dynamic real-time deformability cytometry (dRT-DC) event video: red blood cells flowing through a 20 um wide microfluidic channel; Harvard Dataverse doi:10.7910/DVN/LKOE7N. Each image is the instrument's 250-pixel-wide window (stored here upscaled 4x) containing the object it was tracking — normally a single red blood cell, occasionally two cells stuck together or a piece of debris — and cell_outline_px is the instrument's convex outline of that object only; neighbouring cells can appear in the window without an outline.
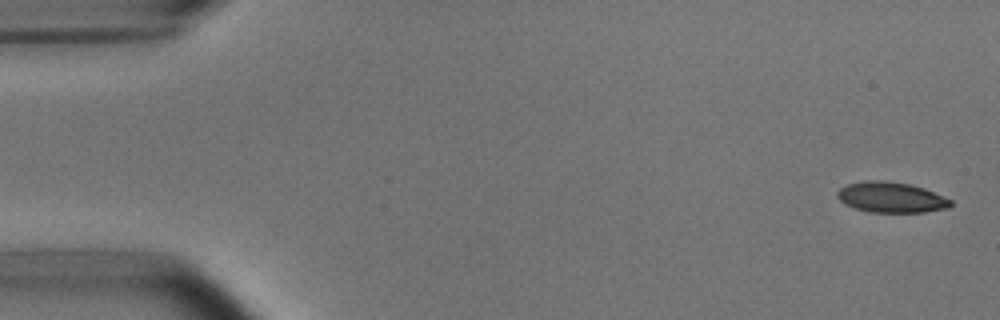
{"species": "common noctule bat (a hibernating species)", "species_latin": "Nyctalus noctula", "temperature_condition": "room temperature", "stored_images_in_passage": 16, "camera_frame_rate_fps": 3000, "um_per_image_px": 0.085, "animal": {"sex": "male", "body_mass_g": 15.6}, "frame": {"image": 1, "passage_image": 2, "time_ms": 0.333, "image_size_px": [1000, 320], "cell_outline_px": [[952, 204], [948, 208], [924, 212], [868, 212], [844, 204], [836, 196], [836, 192], [840, 188], [848, 184], [864, 180], [884, 180], [908, 184], [924, 188], [952, 200]], "centroid_in_image_um": [75.72, 16.77], "position_along_channel_um": 9.3, "area_um2": 20.17}}